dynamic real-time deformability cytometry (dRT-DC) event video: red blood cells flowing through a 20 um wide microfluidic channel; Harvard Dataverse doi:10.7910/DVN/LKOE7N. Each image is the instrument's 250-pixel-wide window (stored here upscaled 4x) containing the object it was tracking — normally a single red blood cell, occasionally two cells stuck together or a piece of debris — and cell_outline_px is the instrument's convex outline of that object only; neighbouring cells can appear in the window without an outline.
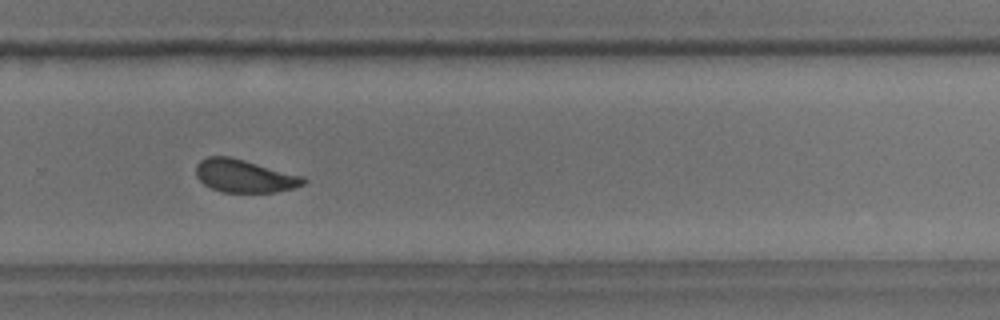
{"species": "common noctule bat (a hibernating species)", "species_latin": "Nyctalus noctula", "temperature_condition": "room temperature", "stored_images_in_passage": 41, "camera_frame_rate_fps": 3000, "um_per_image_px": 0.085, "animal": {"sex": "male", "body_mass_g": 18.8}, "frame": {"image": 1, "passage_image": 35, "time_ms": 11.333, "image_size_px": [1000, 320], "cell_outline_px": [[308, 180], [304, 184], [296, 188], [276, 192], [224, 192], [212, 188], [204, 184], [196, 176], [196, 164], [200, 160], [208, 156], [228, 156], [244, 160], [304, 176]], "centroid_in_image_um": [20.8, 14.96], "position_along_channel_um": 309.0, "area_um2": 20.63}, "authors_computed_cell_mechanics": {"area_um2": 21.7906, "velocity_mm_per_s": 3.6467, "shape_relaxation_time_tau1_ms": 2.6416, "shape_relaxation_time_tau2_ms": 1.2123, "deformation_change_tau1": 0.0965, "deformation_change_tau2": 0.0667}}